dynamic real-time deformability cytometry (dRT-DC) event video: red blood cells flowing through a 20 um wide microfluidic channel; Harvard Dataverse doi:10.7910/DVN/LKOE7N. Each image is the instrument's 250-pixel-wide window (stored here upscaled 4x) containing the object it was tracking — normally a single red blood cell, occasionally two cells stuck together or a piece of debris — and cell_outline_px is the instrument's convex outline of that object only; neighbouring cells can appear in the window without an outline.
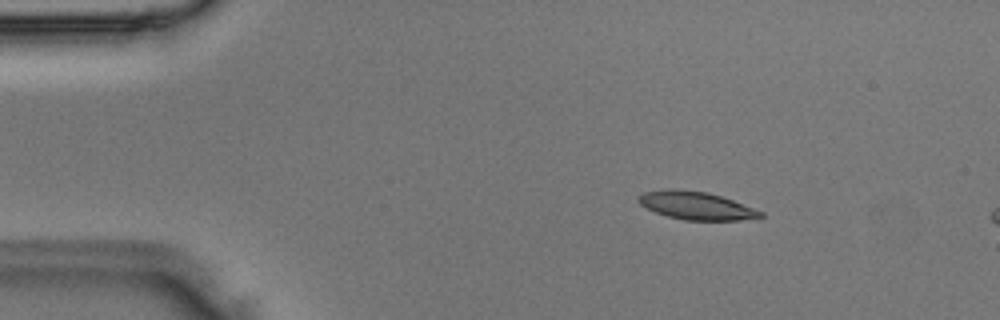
{"species": "Egyptian fruit bat (a non-hibernating species)", "species_latin": "Rousettus aegyptiacus", "temperature_condition": "room temperature", "stored_images_in_passage": 4, "camera_frame_rate_fps": 3000, "um_per_image_px": 0.085, "animal": {"sex": "male"}, "frame": {"image": 1, "passage_image": 3, "time_ms": 0.667, "image_size_px": [1000, 320], "cell_outline_px": [[764, 216], [760, 220], [684, 220], [668, 216], [656, 212], [640, 204], [636, 200], [636, 196], [644, 192], [672, 188], [708, 192], [732, 200], [764, 212]], "centroid_in_image_um": [59.21, 17.48], "position_along_channel_um": 25.8, "area_um2": 20.06}}